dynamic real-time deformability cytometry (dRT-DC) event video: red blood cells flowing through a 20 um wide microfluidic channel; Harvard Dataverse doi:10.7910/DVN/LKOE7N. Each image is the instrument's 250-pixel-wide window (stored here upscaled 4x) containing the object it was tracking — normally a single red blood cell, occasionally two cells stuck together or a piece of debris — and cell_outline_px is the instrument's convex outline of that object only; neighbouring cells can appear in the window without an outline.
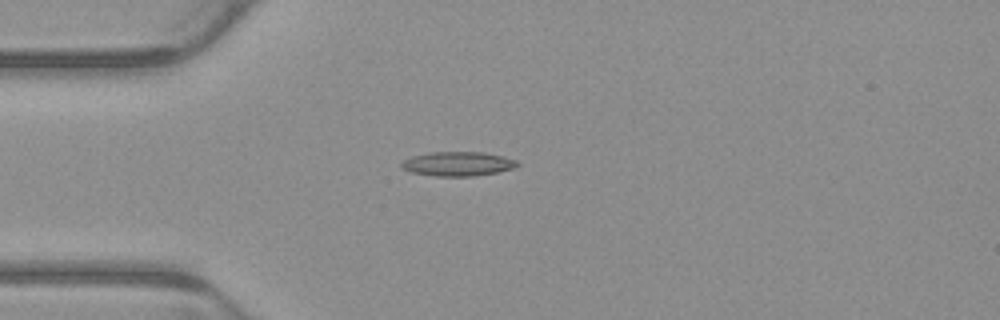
{"species": "common noctule bat (a hibernating species)", "species_latin": "Nyctalus noctula", "temperature_condition": "warm", "stored_images_in_passage": 4, "camera_frame_rate_fps": 3000, "um_per_image_px": 0.085, "animal": {"sex": "male", "body_mass_g": 23.1, "forearm_length_mm": 52.7}, "frame": {"image": 1, "passage_image": 3, "time_ms": 0.667, "image_size_px": [1000, 320], "cell_outline_px": [[520, 164], [516, 168], [496, 172], [472, 176], [436, 176], [412, 172], [400, 168], [400, 164], [404, 160], [412, 156], [432, 152], [484, 152], [504, 156], [516, 160]], "centroid_in_image_um": [38.93, 13.92], "position_along_channel_um": 46.1, "area_um2": 16.42}}